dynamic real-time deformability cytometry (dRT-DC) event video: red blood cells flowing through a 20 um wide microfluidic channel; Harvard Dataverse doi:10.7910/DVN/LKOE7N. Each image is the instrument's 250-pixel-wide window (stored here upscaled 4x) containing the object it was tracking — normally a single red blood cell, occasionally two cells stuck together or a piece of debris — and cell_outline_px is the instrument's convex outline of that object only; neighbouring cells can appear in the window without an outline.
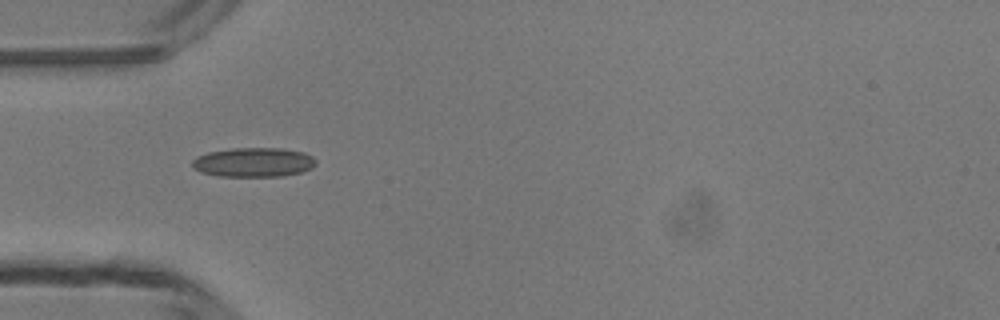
{"species": "common noctule bat (a hibernating species)", "species_latin": "Nyctalus noctula", "temperature_condition": "room temperature", "stored_images_in_passage": 3, "camera_frame_rate_fps": 3000, "um_per_image_px": 0.085, "animal": {"sex": "male", "body_mass_g": 13.3}, "frame": {"image": 1, "passage_image": 1, "time_ms": 0.0, "image_size_px": [1000, 320], "cell_outline_px": [[316, 164], [312, 168], [300, 172], [284, 176], [216, 176], [200, 172], [192, 168], [192, 160], [196, 156], [208, 152], [232, 148], [284, 148], [304, 152], [312, 156], [316, 160]], "centroid_in_image_um": [21.54, 13.79], "position_along_channel_um": 63.5, "area_um2": 21.39}}